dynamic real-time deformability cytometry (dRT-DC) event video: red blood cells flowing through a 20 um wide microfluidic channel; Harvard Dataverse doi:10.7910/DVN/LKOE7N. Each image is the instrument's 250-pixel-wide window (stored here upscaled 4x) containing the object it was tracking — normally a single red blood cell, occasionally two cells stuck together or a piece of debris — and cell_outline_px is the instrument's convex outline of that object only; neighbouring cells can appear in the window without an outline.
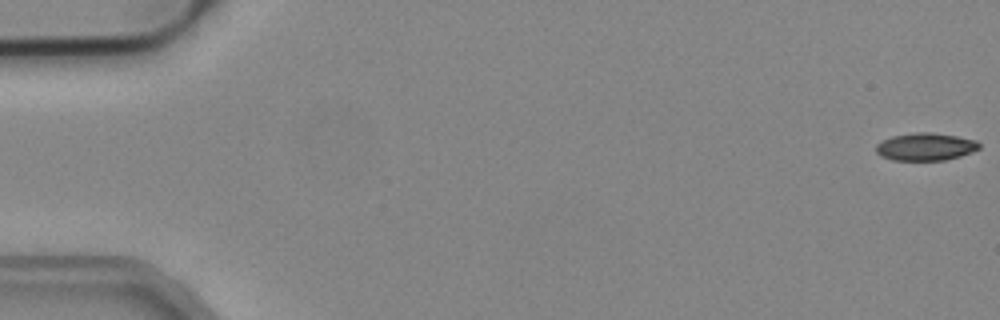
{"species": "common noctule bat (a hibernating species)", "species_latin": "Nyctalus noctula", "temperature_condition": "cold", "stored_images_in_passage": 53, "camera_frame_rate_fps": 3000, "um_per_image_px": 0.085, "animal": {"sex": "male", "body_mass_g": 19.2, "forearm_length_mm": 51.8}, "frame": {"image": 1, "passage_image": 1, "time_ms": 0.0, "image_size_px": [1000, 320], "cell_outline_px": [[980, 148], [972, 152], [960, 156], [944, 160], [892, 160], [880, 156], [876, 152], [876, 144], [880, 140], [892, 136], [916, 132], [932, 132], [956, 136], [976, 140], [980, 144]], "centroid_in_image_um": [78.64, 12.47], "position_along_channel_um": 6.4, "area_um2": 16.7}}
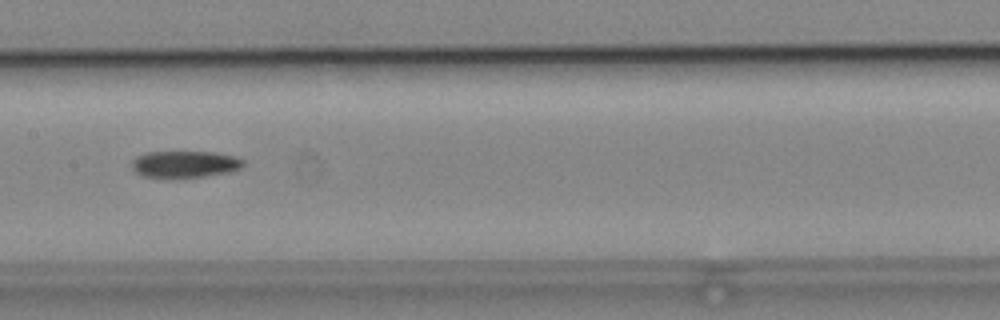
{"frame": {"image": 2, "passage_image": 27, "time_ms": 8.667, "image_size_px": [1000, 320], "cell_outline_px": [[244, 164], [240, 168], [232, 172], [204, 176], [160, 180], [144, 176], [136, 172], [132, 168], [132, 160], [136, 156], [148, 152], [216, 152], [236, 156], [244, 160]], "centroid_in_image_um": [15.7, 13.98], "position_along_channel_um": 191.7, "area_um2": 17.98}}
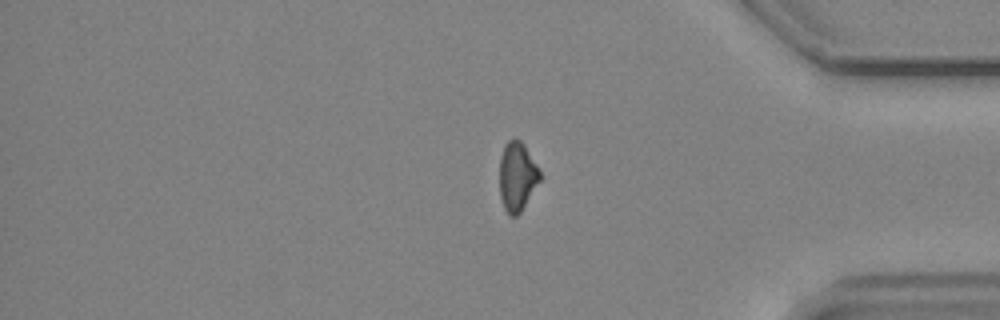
{"frame": {"image": 3, "passage_image": 44, "time_ms": 14.333, "image_size_px": [1000, 320], "cell_outline_px": [[540, 180], [520, 212], [516, 216], [508, 216], [504, 208], [500, 196], [500, 156], [504, 144], [508, 140], [520, 140], [524, 144], [536, 164], [540, 172]], "centroid_in_image_um": [43.94, 15.0], "position_along_channel_um": 391.3, "area_um2": 16.07}}